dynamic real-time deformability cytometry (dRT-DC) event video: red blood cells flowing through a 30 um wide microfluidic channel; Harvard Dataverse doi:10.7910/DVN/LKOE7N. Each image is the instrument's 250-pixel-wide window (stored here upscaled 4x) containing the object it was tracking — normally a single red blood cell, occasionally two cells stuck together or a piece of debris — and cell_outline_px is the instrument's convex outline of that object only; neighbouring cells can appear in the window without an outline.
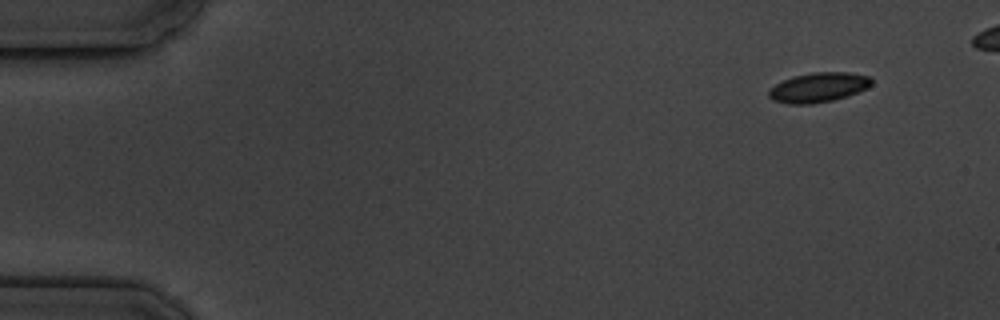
{"species": "common noctule bat (a hibernating species)", "species_latin": "Nyctalus noctula", "temperature_condition": "cold", "stored_images_in_passage": 8, "camera_frame_rate_fps": 3000, "um_per_image_px": 0.085, "animal": {"sex": "male", "body_mass_g": 19.5, "forearm_length_mm": 54.6}, "frame": {"image": 1, "passage_image": 1, "time_ms": 0.0, "image_size_px": [1000, 320], "cell_outline_px": [[872, 84], [868, 88], [848, 96], [832, 100], [812, 104], [788, 104], [772, 100], [768, 96], [768, 92], [776, 84], [792, 76], [812, 72], [848, 72], [868, 76], [872, 80]], "centroid_in_image_um": [69.57, 7.43], "position_along_channel_um": 15.4, "area_um2": 17.8}}
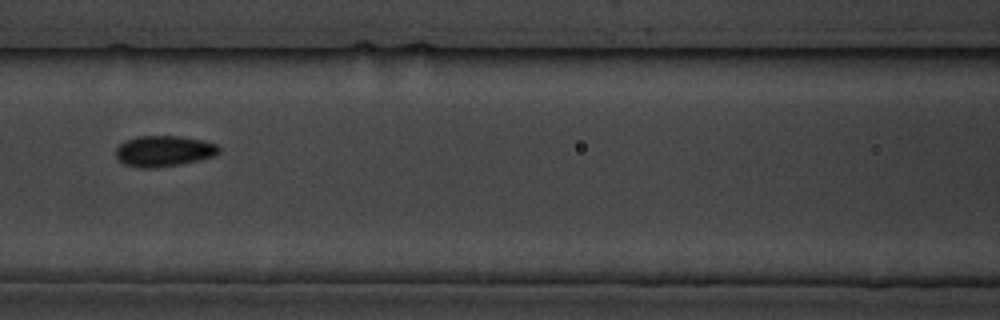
{"frame": {"image": 2, "passage_image": 7, "time_ms": 7.0, "image_size_px": [1000, 320], "cell_outline_px": [[220, 152], [216, 156], [200, 160], [180, 164], [152, 168], [140, 168], [124, 164], [116, 156], [116, 148], [124, 140], [136, 136], [180, 136], [200, 140], [216, 144], [220, 148]], "centroid_in_image_um": [13.93, 12.84], "position_along_channel_um": 152.7, "area_um2": 18.61}}
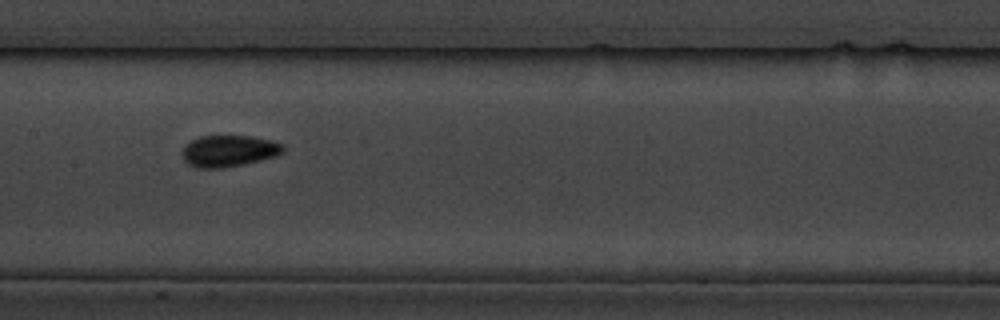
{"frame": {"image": 3, "passage_image": 8, "time_ms": 8.0, "image_size_px": [1000, 320], "cell_outline_px": [[284, 152], [276, 156], [244, 164], [220, 168], [196, 168], [188, 164], [184, 160], [180, 152], [184, 144], [200, 136], [252, 136], [272, 140], [284, 144]], "centroid_in_image_um": [19.43, 12.83], "position_along_channel_um": 188.0, "area_um2": 18.79}}